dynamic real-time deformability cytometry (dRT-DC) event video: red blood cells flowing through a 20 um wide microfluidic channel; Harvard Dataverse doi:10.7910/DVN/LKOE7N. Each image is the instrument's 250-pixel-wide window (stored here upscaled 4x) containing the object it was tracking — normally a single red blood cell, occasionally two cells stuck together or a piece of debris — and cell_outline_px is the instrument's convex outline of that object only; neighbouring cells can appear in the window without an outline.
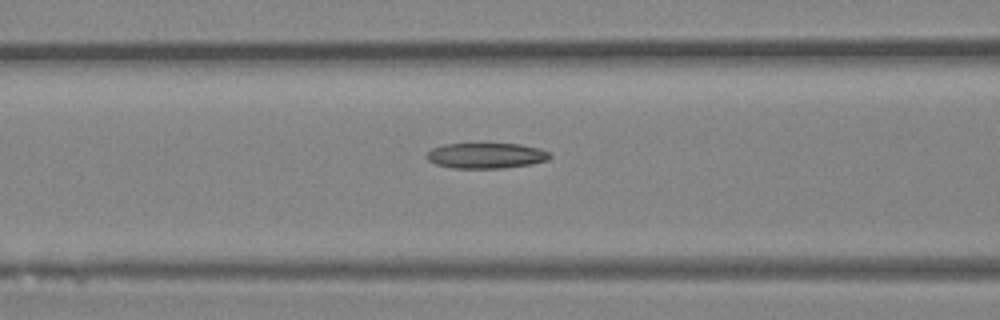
{"species": "Egyptian fruit bat (a non-hibernating species)", "species_latin": "Rousettus aegyptiacus", "temperature_condition": "room temperature", "stored_images_in_passage": 25, "camera_frame_rate_fps": 3000, "um_per_image_px": 0.085, "animal": {"sex": "female"}, "frame": {"image": 1, "passage_image": 6, "time_ms": 1.667, "image_size_px": [1000, 320], "cell_outline_px": [[552, 156], [548, 160], [532, 164], [504, 168], [452, 168], [436, 164], [428, 160], [424, 156], [432, 148], [444, 144], [520, 144], [540, 148], [548, 152]], "centroid_in_image_um": [41.32, 13.23], "position_along_channel_um": 125.3, "area_um2": 18.38}}
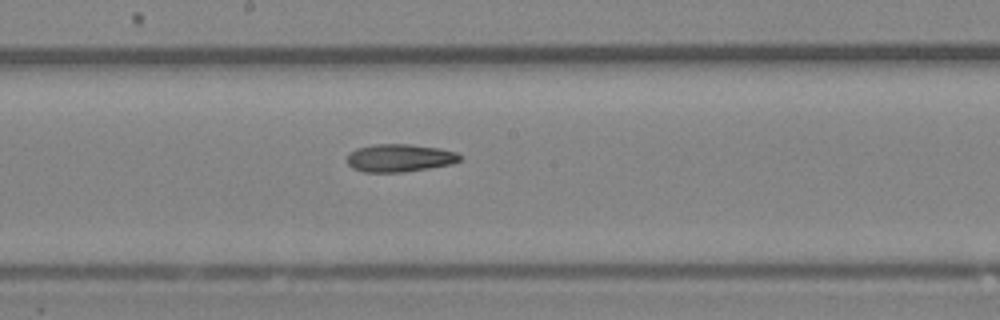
{"frame": {"image": 2, "passage_image": 12, "time_ms": 3.667, "image_size_px": [1000, 320], "cell_outline_px": [[464, 156], [460, 160], [452, 164], [404, 172], [364, 172], [352, 168], [348, 164], [348, 152], [356, 148], [372, 144], [408, 144], [440, 148], [456, 152]], "centroid_in_image_um": [33.97, 13.42], "position_along_channel_um": 214.2, "area_um2": 18.44}}
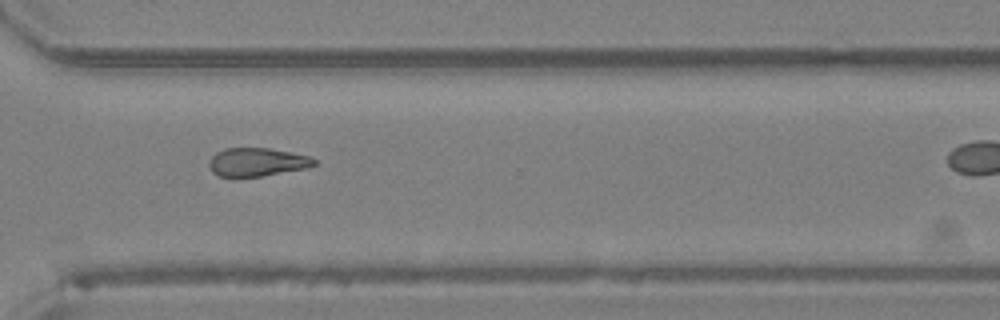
{"frame": {"image": 3, "passage_image": 21, "time_ms": 6.667, "image_size_px": [1000, 320], "cell_outline_px": [[316, 164], [308, 168], [236, 180], [232, 180], [220, 176], [212, 172], [208, 164], [212, 156], [216, 152], [224, 148], [268, 148], [308, 156], [316, 160]], "centroid_in_image_um": [21.77, 13.82], "position_along_channel_um": 348.8, "area_um2": 17.8}}